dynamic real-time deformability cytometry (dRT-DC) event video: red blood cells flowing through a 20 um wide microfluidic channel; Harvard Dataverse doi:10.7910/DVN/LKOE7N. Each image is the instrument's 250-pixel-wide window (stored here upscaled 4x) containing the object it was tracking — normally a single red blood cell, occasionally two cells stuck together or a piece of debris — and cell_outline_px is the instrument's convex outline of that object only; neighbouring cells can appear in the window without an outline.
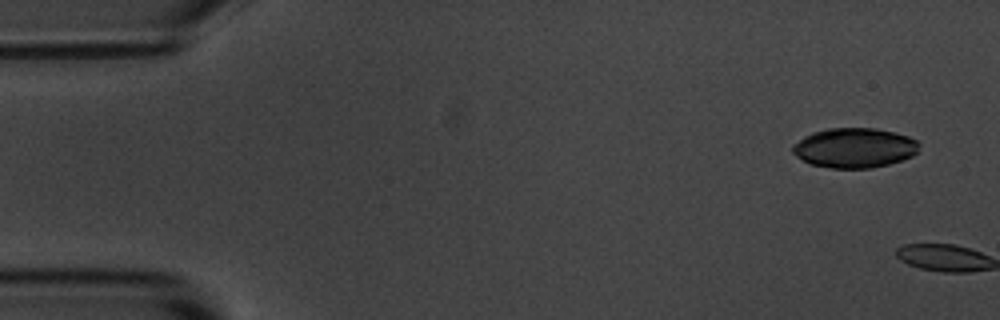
{"species": "common noctule bat (a hibernating species)", "species_latin": "Nyctalus noctula", "temperature_condition": "room temperature", "stored_images_in_passage": 2, "camera_frame_rate_fps": 3000, "um_per_image_px": 0.085, "animal": {"sex": "male", "body_mass_g": 20.1, "forearm_length_mm": 53.5}, "frame": {"image": 1, "passage_image": 1, "time_ms": 0.0, "image_size_px": [1000, 320], "cell_outline_px": [[920, 144], [916, 152], [912, 156], [888, 164], [868, 168], [832, 168], [812, 164], [796, 156], [792, 152], [792, 144], [804, 136], [812, 132], [828, 128], [876, 128], [896, 132], [908, 136], [916, 140]], "centroid_in_image_um": [72.61, 12.55], "position_along_channel_um": 12.4, "area_um2": 29.3}}